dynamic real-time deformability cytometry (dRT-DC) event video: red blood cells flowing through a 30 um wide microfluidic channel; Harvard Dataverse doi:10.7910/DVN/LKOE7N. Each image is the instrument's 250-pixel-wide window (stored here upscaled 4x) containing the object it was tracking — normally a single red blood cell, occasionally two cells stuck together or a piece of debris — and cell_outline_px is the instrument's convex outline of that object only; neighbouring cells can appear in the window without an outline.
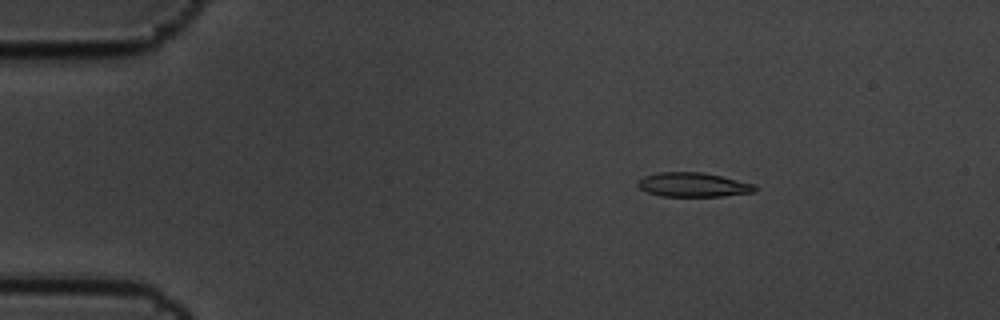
{"species": "common noctule bat (a hibernating species)", "species_latin": "Nyctalus noctula", "temperature_condition": "cold", "stored_images_in_passage": 7, "camera_frame_rate_fps": 3000, "um_per_image_px": 0.085, "animal": {"sex": "male", "body_mass_g": 19.5, "forearm_length_mm": 54.6}, "frame": {"image": 1, "passage_image": 2, "time_ms": 0.333, "image_size_px": [1000, 320], "cell_outline_px": [[760, 188], [756, 192], [720, 196], [660, 196], [648, 192], [640, 188], [636, 184], [644, 176], [656, 172], [704, 172], [756, 184]], "centroid_in_image_um": [58.97, 15.7], "position_along_channel_um": 26.0, "area_um2": 16.7}}
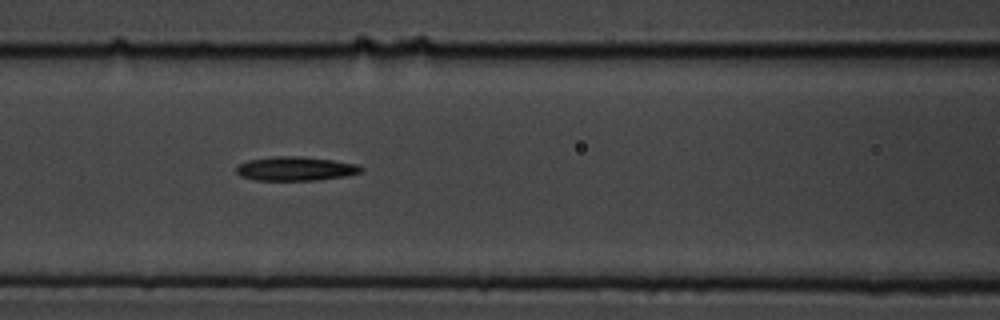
{"frame": {"image": 2, "passage_image": 6, "time_ms": 1.667, "image_size_px": [1000, 320], "cell_outline_px": [[364, 168], [360, 172], [348, 176], [316, 180], [256, 180], [240, 176], [236, 172], [236, 164], [248, 160], [276, 156], [300, 156], [332, 160], [356, 164]], "centroid_in_image_um": [25.09, 14.34], "position_along_channel_um": 141.5, "area_um2": 17.51}}
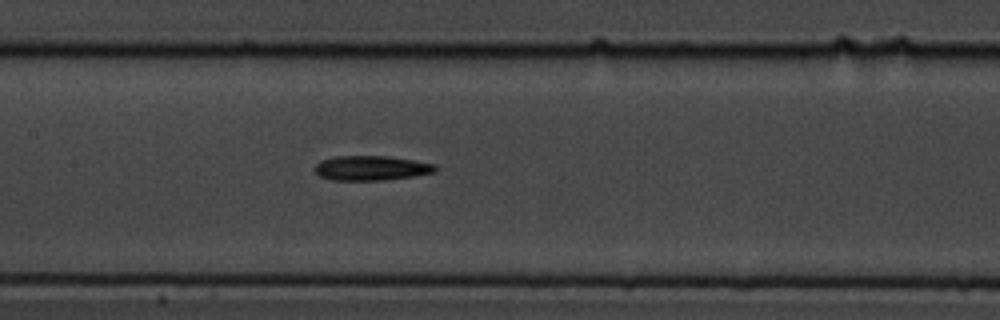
{"frame": {"image": 3, "passage_image": 7, "time_ms": 2.0, "image_size_px": [1000, 320], "cell_outline_px": [[440, 168], [436, 172], [412, 176], [384, 180], [332, 180], [320, 176], [312, 168], [320, 160], [336, 156], [388, 156], [436, 164]], "centroid_in_image_um": [31.56, 14.28], "position_along_channel_um": 175.8, "area_um2": 17.46}}